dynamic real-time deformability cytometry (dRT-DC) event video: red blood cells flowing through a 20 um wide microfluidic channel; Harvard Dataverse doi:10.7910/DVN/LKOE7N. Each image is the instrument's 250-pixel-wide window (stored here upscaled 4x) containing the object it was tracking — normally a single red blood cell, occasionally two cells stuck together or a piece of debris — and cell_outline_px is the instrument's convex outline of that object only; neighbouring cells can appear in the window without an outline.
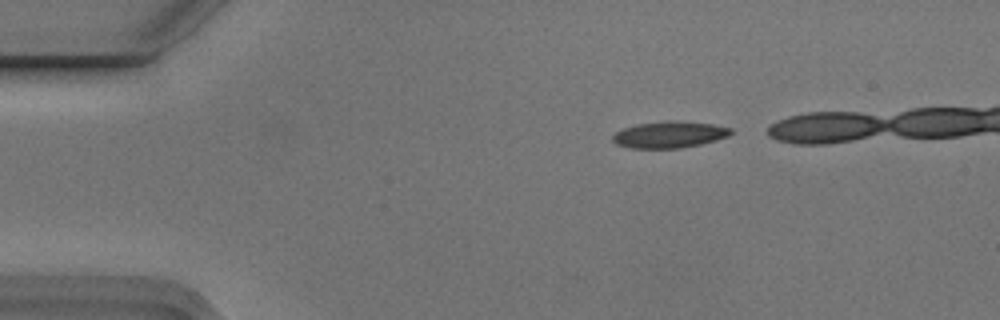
{"species": "Egyptian fruit bat (a non-hibernating species)", "species_latin": "Rousettus aegyptiacus", "temperature_condition": "cold", "stored_images_in_passage": 4, "camera_frame_rate_fps": 3000, "um_per_image_px": 0.085, "animal": {"sex": "male"}, "frame": {"image": 1, "passage_image": 1, "time_ms": 0.0, "image_size_px": [1000, 320], "cell_outline_px": [[732, 132], [728, 136], [716, 140], [700, 144], [680, 148], [632, 148], [616, 144], [612, 140], [612, 136], [616, 132], [624, 128], [636, 124], [712, 124], [732, 128]], "centroid_in_image_um": [56.87, 11.5], "position_along_channel_um": 28.1, "area_um2": 17.05}}